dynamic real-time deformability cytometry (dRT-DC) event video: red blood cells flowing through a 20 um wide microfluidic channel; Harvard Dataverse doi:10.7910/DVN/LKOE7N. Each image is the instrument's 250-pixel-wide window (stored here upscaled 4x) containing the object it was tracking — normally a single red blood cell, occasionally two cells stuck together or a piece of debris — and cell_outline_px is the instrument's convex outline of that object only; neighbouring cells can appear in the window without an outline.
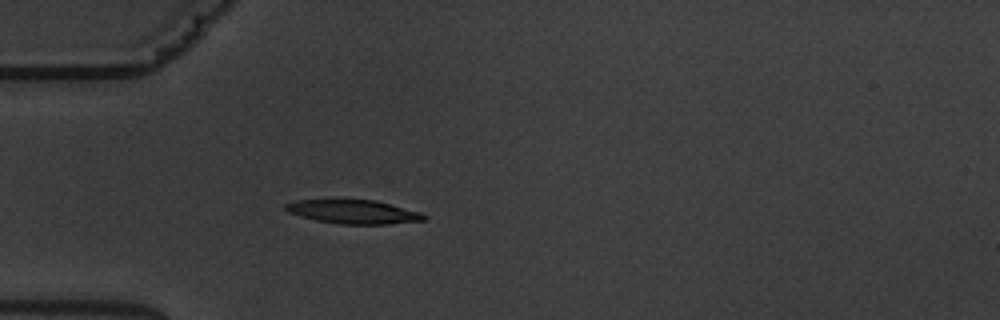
{"species": "common noctule bat (a hibernating species)", "species_latin": "Nyctalus noctula", "temperature_condition": "warm", "stored_images_in_passage": 2, "camera_frame_rate_fps": 3000, "um_per_image_px": 0.085, "animal": {"sex": "male", "body_mass_g": 19.5, "forearm_length_mm": 54.6}, "frame": {"image": 1, "passage_image": 2, "time_ms": 1.667, "image_size_px": [1000, 320], "cell_outline_px": [[428, 220], [388, 224], [340, 224], [316, 220], [300, 216], [288, 212], [284, 208], [284, 204], [296, 200], [376, 200], [420, 212], [428, 216]], "centroid_in_image_um": [30.07, 18.01], "position_along_channel_um": 54.9, "area_um2": 19.19}}